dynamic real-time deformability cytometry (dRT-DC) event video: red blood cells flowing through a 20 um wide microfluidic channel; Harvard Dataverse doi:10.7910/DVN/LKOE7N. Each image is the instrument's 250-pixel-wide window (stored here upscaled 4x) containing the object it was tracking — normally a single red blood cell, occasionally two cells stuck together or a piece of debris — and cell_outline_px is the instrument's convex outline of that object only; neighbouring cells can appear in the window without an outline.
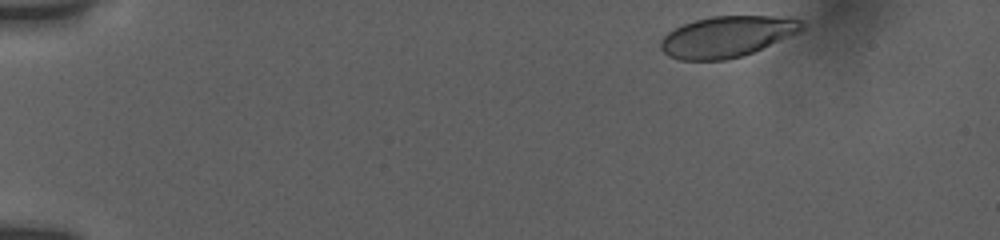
{"species": "human", "species_latin": "Homo sapiens", "temperature_condition": "room temperature", "stored_images_in_passage": 6, "camera_frame_rate_fps": 3000, "um_per_image_px": 0.085, "donor": {"sex": "female"}, "frame": {"image": 1, "passage_image": 1, "time_ms": 0.0, "image_size_px": [1000, 240], "cell_outline_px": [[808, 24], [800, 32], [752, 52], [728, 60], [680, 60], [668, 56], [660, 48], [660, 40], [668, 32], [684, 24], [696, 20], [712, 16], [796, 16], [804, 20]], "centroid_in_image_um": [61.87, 3.09], "position_along_channel_um": 23.1, "area_um2": 34.04}}
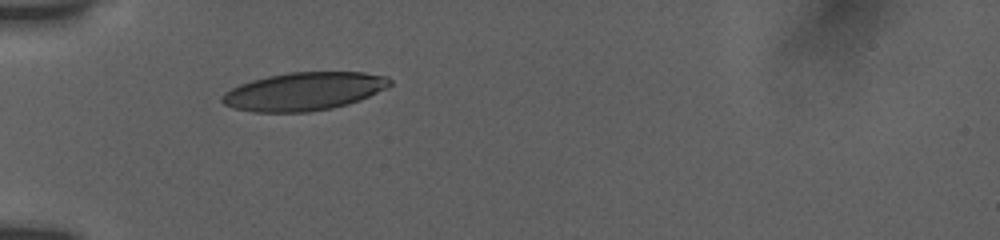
{"frame": {"image": 2, "passage_image": 5, "time_ms": 3.667, "image_size_px": [1000, 240], "cell_outline_px": [[392, 84], [388, 88], [360, 100], [348, 104], [332, 108], [308, 112], [252, 112], [232, 108], [224, 104], [220, 100], [220, 96], [224, 92], [240, 84], [252, 80], [268, 76], [288, 72], [364, 72], [388, 76], [392, 80]], "centroid_in_image_um": [25.85, 7.77], "position_along_channel_um": 59.2, "area_um2": 37.63}}